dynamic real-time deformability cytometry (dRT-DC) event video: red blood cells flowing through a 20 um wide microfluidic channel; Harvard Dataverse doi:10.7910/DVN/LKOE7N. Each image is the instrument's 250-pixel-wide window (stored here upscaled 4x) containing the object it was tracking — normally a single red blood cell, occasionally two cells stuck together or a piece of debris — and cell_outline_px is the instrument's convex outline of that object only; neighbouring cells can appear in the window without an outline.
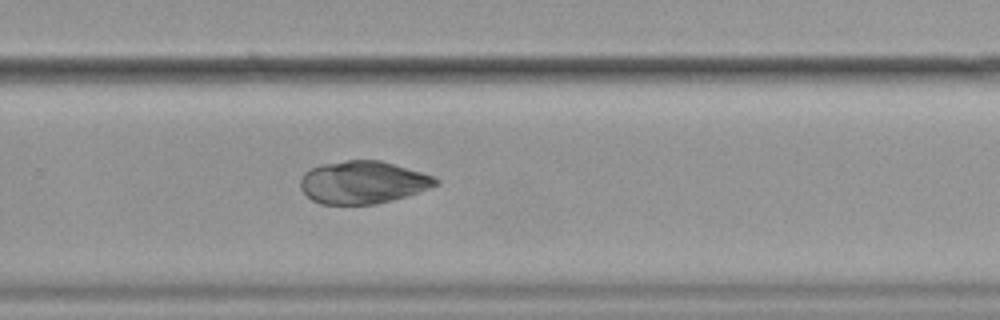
{"species": "common noctule bat (a hibernating species)", "species_latin": "Nyctalus noctula", "temperature_condition": "cold", "stored_images_in_passage": 8, "camera_frame_rate_fps": 3000, "um_per_image_px": 0.085, "animal": {"sex": "female", "body_mass_g": 19.9}, "frame": {"image": 1, "passage_image": 7, "time_ms": 2.0, "image_size_px": [1000, 320], "cell_outline_px": [[440, 184], [404, 196], [376, 204], [320, 204], [312, 200], [300, 188], [300, 180], [304, 172], [308, 168], [320, 164], [348, 160], [380, 160], [420, 172], [432, 176], [440, 180]], "centroid_in_image_um": [30.79, 15.49], "position_along_channel_um": 299.0, "area_um2": 33.41}}